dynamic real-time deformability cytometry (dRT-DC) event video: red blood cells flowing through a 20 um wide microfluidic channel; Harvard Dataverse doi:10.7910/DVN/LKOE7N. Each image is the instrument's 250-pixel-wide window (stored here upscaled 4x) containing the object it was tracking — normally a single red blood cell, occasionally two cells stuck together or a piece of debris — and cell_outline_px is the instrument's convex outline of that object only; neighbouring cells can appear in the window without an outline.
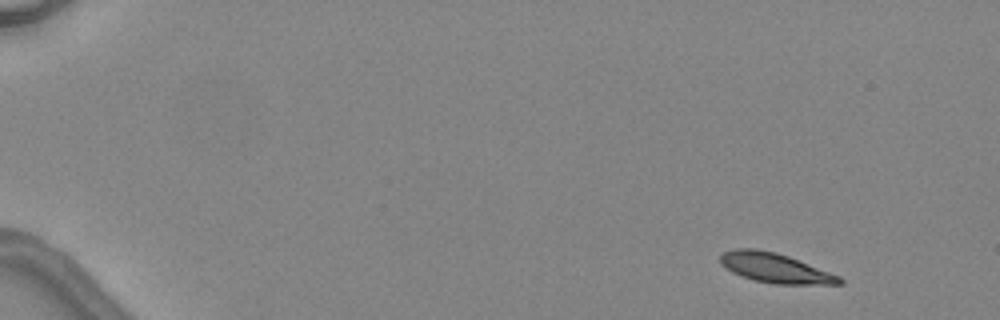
{"species": "common noctule bat (a hibernating species)", "species_latin": "Nyctalus noctula", "temperature_condition": "warm", "stored_images_in_passage": 5, "camera_frame_rate_fps": 3000, "um_per_image_px": 0.085, "animal": {"sex": "female", "body_mass_g": 24.6, "forearm_length_mm": 56.2}, "frame": {"image": 1, "passage_image": 1, "time_ms": 0.0, "image_size_px": [1000, 320], "cell_outline_px": [[844, 284], [772, 284], [756, 280], [732, 272], [720, 264], [720, 256], [724, 252], [732, 248], [756, 248], [776, 252], [788, 256], [840, 276], [844, 280]], "centroid_in_image_um": [65.88, 22.77], "position_along_channel_um": 19.1, "area_um2": 20.52}}
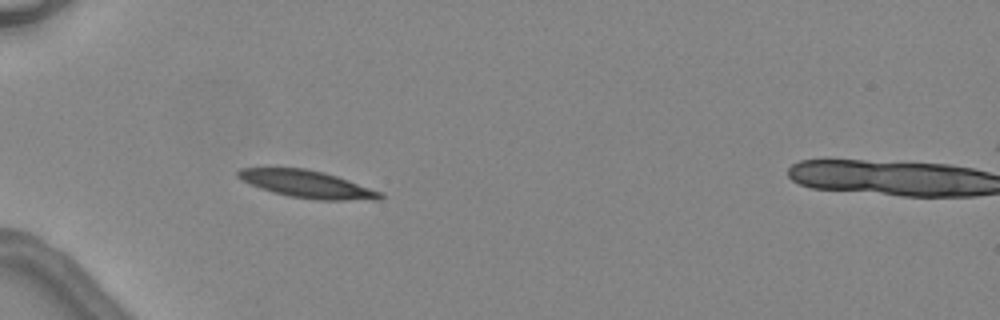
{"frame": {"image": 2, "passage_image": 4, "time_ms": 4.0, "image_size_px": [1000, 320], "cell_outline_px": [[384, 196], [380, 200], [316, 200], [292, 196], [272, 192], [260, 188], [240, 180], [236, 176], [236, 172], [240, 168], [304, 168], [324, 172], [348, 180], [380, 192]], "centroid_in_image_um": [26.07, 15.65], "position_along_channel_um": 58.9, "area_um2": 22.48}}